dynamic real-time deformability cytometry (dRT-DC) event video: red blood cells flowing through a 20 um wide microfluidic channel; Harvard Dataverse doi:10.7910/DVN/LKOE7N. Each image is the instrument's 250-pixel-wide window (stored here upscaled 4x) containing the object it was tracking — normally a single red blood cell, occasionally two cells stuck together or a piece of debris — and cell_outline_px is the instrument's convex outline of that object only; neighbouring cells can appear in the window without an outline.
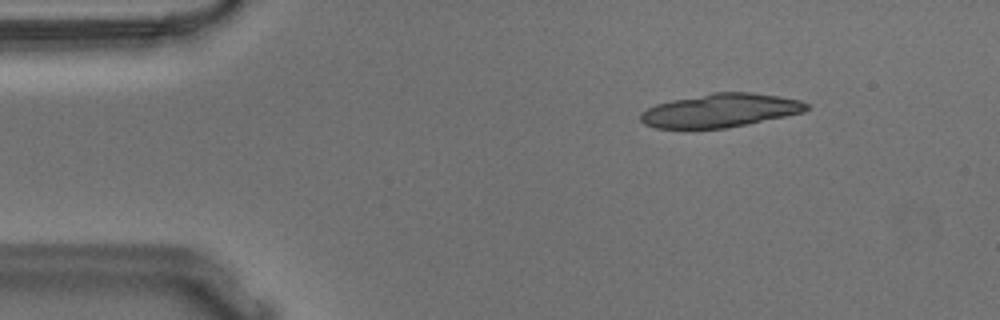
{"species": "Egyptian fruit bat (a non-hibernating species)", "species_latin": "Rousettus aegyptiacus", "temperature_condition": "warm", "stored_images_in_passage": 15, "camera_frame_rate_fps": 3000, "um_per_image_px": 0.085, "animal": {"sex": "male"}, "frame": {"image": 1, "passage_image": 5, "time_ms": 1.333, "image_size_px": [1000, 320], "cell_outline_px": [[808, 108], [804, 112], [724, 128], [656, 128], [644, 124], [640, 120], [640, 112], [656, 104], [672, 100], [712, 92], [752, 92], [780, 96], [800, 100], [808, 104]], "centroid_in_image_um": [61.2, 9.37], "position_along_channel_um": 23.8, "area_um2": 32.19}}